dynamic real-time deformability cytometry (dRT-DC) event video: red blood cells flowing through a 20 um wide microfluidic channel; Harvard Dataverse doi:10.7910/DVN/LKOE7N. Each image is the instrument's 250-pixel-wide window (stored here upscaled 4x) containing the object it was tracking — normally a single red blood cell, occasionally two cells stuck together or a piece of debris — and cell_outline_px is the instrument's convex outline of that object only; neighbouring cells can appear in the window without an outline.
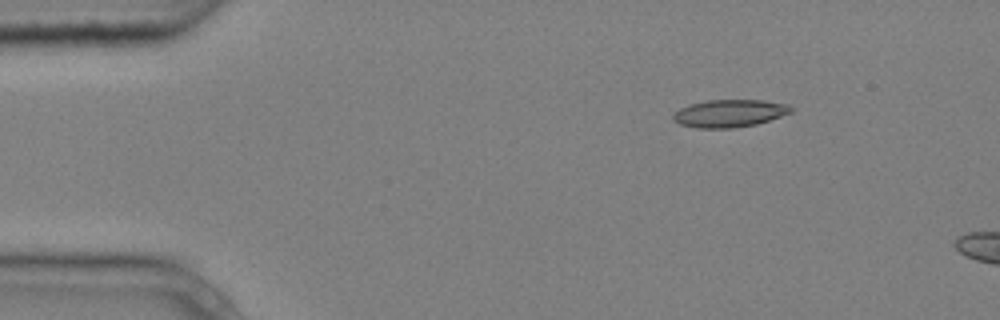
{"species": "common noctule bat (a hibernating species)", "species_latin": "Nyctalus noctula", "temperature_condition": "cold", "stored_images_in_passage": 4, "camera_frame_rate_fps": 3000, "um_per_image_px": 0.085, "animal": {"sex": "male", "body_mass_g": 20.4}, "frame": {"image": 1, "passage_image": 2, "time_ms": 0.333, "image_size_px": [1000, 320], "cell_outline_px": [[792, 112], [756, 124], [732, 128], [696, 128], [680, 124], [672, 120], [672, 116], [680, 108], [692, 104], [708, 100], [764, 100], [788, 104], [792, 108]], "centroid_in_image_um": [62.0, 9.63], "position_along_channel_um": 23.0, "area_um2": 18.79}}